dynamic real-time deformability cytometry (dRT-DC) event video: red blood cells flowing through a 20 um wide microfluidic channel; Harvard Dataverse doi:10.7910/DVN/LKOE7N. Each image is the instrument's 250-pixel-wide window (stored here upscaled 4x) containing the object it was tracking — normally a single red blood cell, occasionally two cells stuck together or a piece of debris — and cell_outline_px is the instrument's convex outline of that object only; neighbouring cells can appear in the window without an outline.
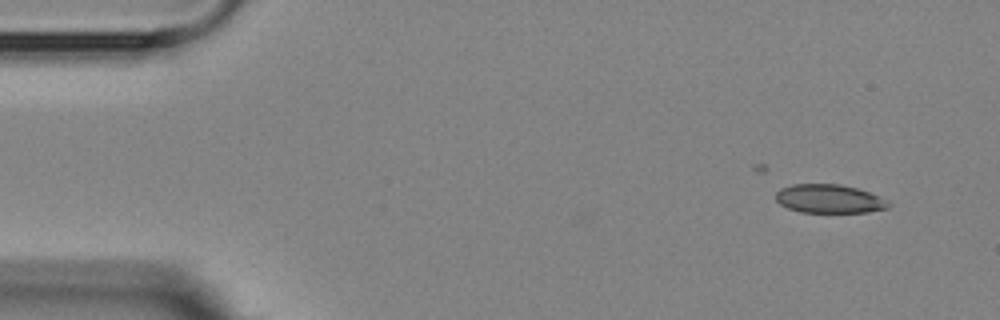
{"species": "Egyptian fruit bat (a non-hibernating species)", "species_latin": "Rousettus aegyptiacus", "temperature_condition": "room temperature", "stored_images_in_passage": 3, "camera_frame_rate_fps": 3000, "um_per_image_px": 0.085, "animal": {"sex": "female"}, "frame": {"image": 1, "passage_image": 1, "time_ms": 0.0, "image_size_px": [1000, 320], "cell_outline_px": [[892, 204], [888, 208], [868, 212], [800, 212], [788, 208], [780, 204], [776, 200], [776, 192], [780, 188], [792, 184], [840, 184], [856, 188], [868, 192], [888, 200]], "centroid_in_image_um": [70.48, 16.9], "position_along_channel_um": 14.5, "area_um2": 18.84}}